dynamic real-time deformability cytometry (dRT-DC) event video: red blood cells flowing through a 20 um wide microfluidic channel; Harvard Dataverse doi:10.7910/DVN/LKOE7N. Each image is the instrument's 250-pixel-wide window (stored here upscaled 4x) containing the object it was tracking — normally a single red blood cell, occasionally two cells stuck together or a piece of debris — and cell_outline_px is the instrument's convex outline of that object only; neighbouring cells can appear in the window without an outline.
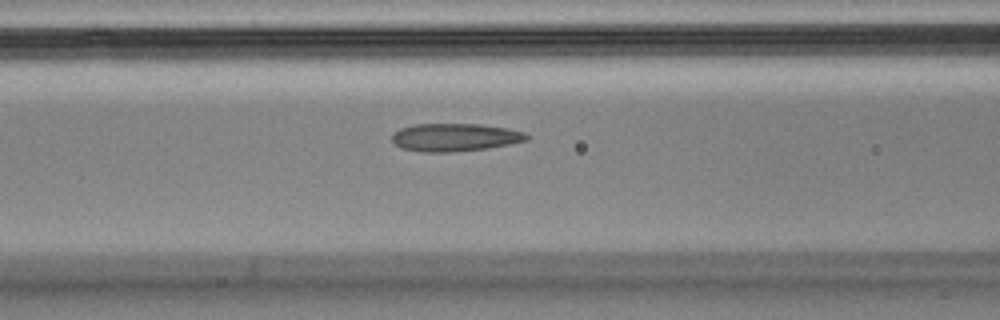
{"species": "Egyptian fruit bat (a non-hibernating species)", "species_latin": "Rousettus aegyptiacus", "temperature_condition": "cold", "stored_images_in_passage": 41, "camera_frame_rate_fps": 3000, "um_per_image_px": 0.085, "animal": {"sex": "male"}, "frame": {"image": 1, "passage_image": 8, "time_ms": 2.333, "image_size_px": [1000, 320], "cell_outline_px": [[528, 140], [488, 148], [452, 152], [424, 152], [404, 148], [396, 144], [392, 140], [392, 132], [400, 128], [416, 124], [480, 124], [508, 128], [524, 132], [528, 136]], "centroid_in_image_um": [38.66, 11.66], "position_along_channel_um": 127.9, "area_um2": 21.79}}
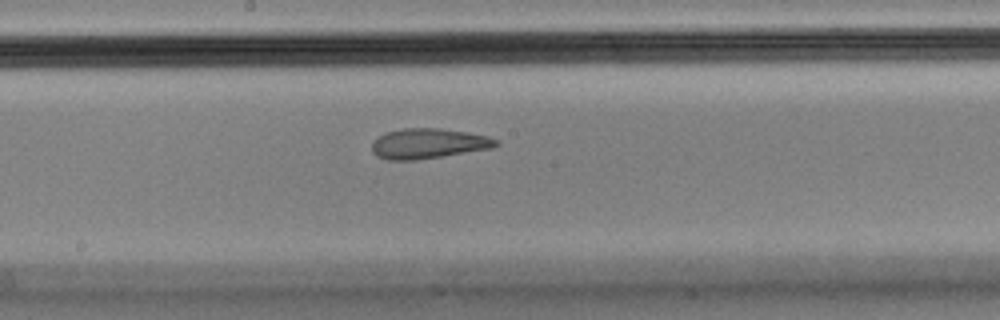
{"frame": {"image": 2, "passage_image": 15, "time_ms": 4.667, "image_size_px": [1000, 320], "cell_outline_px": [[500, 144], [492, 148], [416, 160], [388, 160], [376, 156], [372, 152], [372, 140], [388, 132], [404, 128], [440, 128], [488, 136], [500, 140]], "centroid_in_image_um": [36.41, 12.2], "position_along_channel_um": 211.8, "area_um2": 21.73}}
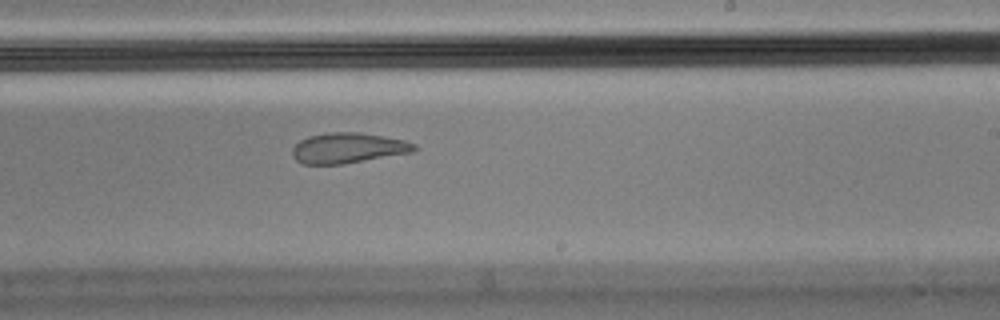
{"frame": {"image": 3, "passage_image": 19, "time_ms": 6.0, "image_size_px": [1000, 320], "cell_outline_px": [[416, 152], [340, 164], [304, 164], [296, 160], [292, 156], [292, 148], [300, 140], [308, 136], [328, 132], [360, 132], [404, 140], [416, 144]], "centroid_in_image_um": [29.59, 12.57], "position_along_channel_um": 259.4, "area_um2": 21.62}, "authors_computed_cell_mechanics": {"area_um2": 22.7732, "velocity_mm_per_s": 3.5894, "shape_relaxation_time_tau1_ms": null, "shape_relaxation_time_tau2_ms": 1.1984, "deformation_change_tau1": null, "deformation_change_tau2": 0.0741}}